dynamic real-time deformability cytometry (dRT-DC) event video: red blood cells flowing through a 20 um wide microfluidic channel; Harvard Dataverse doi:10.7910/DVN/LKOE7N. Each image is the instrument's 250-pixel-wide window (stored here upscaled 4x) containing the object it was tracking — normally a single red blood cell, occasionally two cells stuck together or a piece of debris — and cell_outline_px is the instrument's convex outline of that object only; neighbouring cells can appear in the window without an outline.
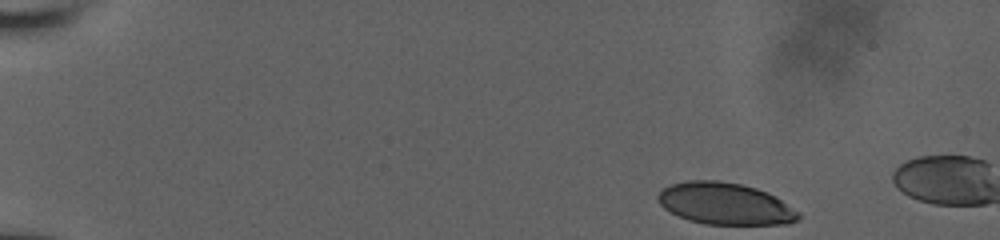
{"species": "human", "species_latin": "Homo sapiens", "temperature_condition": "room temperature", "stored_images_in_passage": 8, "camera_frame_rate_fps": 3000, "um_per_image_px": 0.085, "donor": {"sex": "male"}, "frame": {"image": 1, "passage_image": 1, "time_ms": 0.0, "image_size_px": [1000, 240], "cell_outline_px": [[800, 216], [796, 220], [788, 224], [704, 224], [688, 220], [664, 208], [660, 204], [656, 196], [664, 188], [672, 184], [688, 180], [716, 180], [740, 184], [756, 188], [768, 192], [776, 196], [800, 212]], "centroid_in_image_um": [61.65, 17.31], "position_along_channel_um": 23.3, "area_um2": 34.16}}